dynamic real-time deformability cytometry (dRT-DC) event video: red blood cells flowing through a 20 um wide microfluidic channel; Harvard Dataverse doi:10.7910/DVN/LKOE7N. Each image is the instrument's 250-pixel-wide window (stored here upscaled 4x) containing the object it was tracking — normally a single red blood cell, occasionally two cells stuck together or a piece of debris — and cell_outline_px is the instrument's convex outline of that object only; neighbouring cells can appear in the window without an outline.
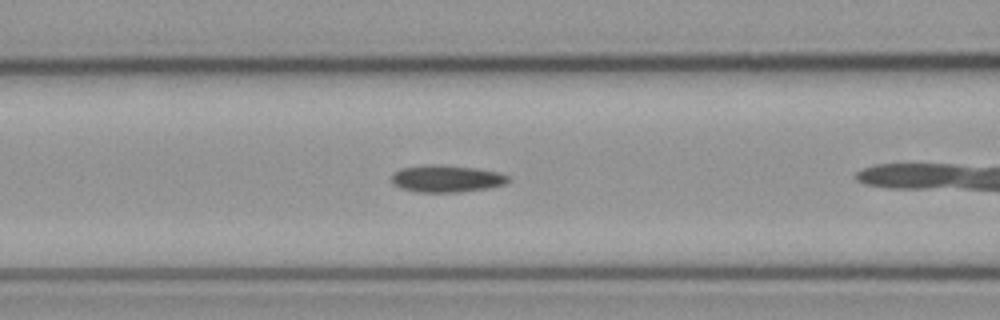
{"species": "common noctule bat (a hibernating species)", "species_latin": "Nyctalus noctula", "temperature_condition": "cold", "stored_images_in_passage": 21, "camera_frame_rate_fps": 3000, "um_per_image_px": 0.085, "animal": {"sex": "male", "body_mass_g": 23.1, "forearm_length_mm": 52.7}, "frame": {"image": 1, "passage_image": 7, "time_ms": 2.0, "image_size_px": [1000, 320], "cell_outline_px": [[508, 180], [504, 184], [488, 188], [460, 192], [416, 192], [400, 188], [392, 184], [392, 172], [400, 168], [432, 164], [476, 168], [500, 172], [508, 176]], "centroid_in_image_um": [37.91, 15.19], "position_along_channel_um": 128.7, "area_um2": 18.44}}
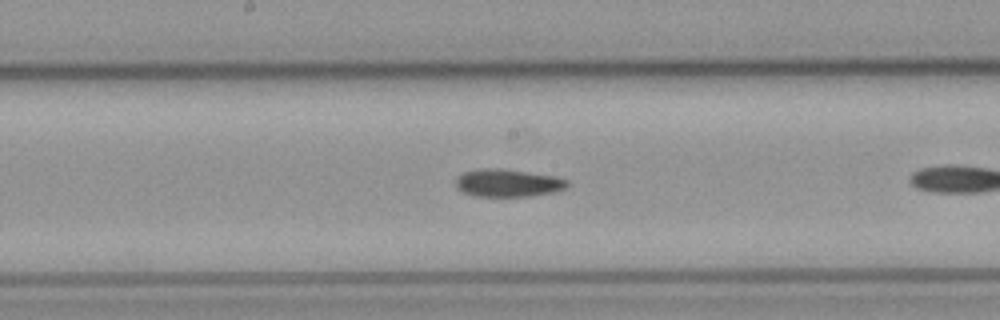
{"frame": {"image": 2, "passage_image": 13, "time_ms": 4.0, "image_size_px": [1000, 320], "cell_outline_px": [[572, 184], [568, 188], [552, 192], [528, 196], [472, 196], [456, 188], [456, 180], [464, 172], [484, 168], [500, 168], [556, 176], [568, 180]], "centroid_in_image_um": [43.22, 15.55], "position_along_channel_um": 205.0, "area_um2": 18.03}}
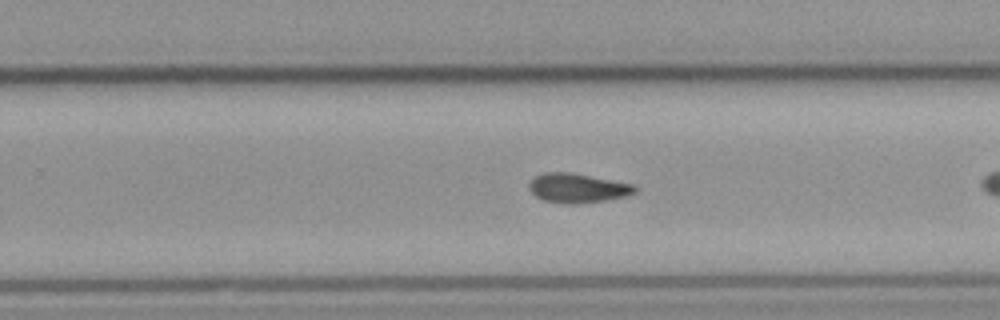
{"frame": {"image": 3, "passage_image": 19, "time_ms": 6.0, "image_size_px": [1000, 320], "cell_outline_px": [[636, 192], [624, 196], [604, 200], [572, 204], [560, 204], [544, 200], [536, 196], [528, 188], [528, 184], [536, 176], [544, 172], [568, 172], [636, 184]], "centroid_in_image_um": [49.08, 15.98], "position_along_channel_um": 280.7, "area_um2": 17.98}}